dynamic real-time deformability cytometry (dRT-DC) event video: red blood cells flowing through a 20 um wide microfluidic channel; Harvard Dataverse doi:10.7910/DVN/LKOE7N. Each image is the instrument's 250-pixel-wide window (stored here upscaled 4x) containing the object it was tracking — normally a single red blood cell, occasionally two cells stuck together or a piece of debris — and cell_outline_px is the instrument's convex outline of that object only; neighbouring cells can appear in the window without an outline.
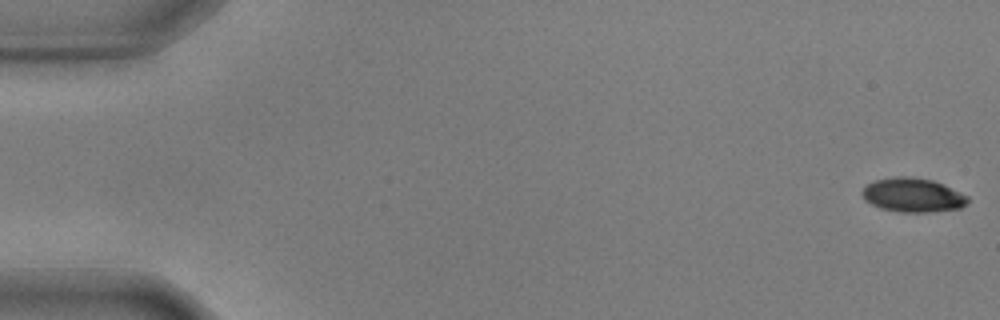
{"species": "common noctule bat (a hibernating species)", "species_latin": "Nyctalus noctula", "temperature_condition": "warm", "stored_images_in_passage": 56, "camera_frame_rate_fps": 3000, "um_per_image_px": 0.085, "animal": {"sex": "male", "body_mass_g": 17.9, "forearm_length_mm": 54.2}, "frame": {"image": 1, "passage_image": 1, "time_ms": 0.0, "image_size_px": [1000, 320], "cell_outline_px": [[968, 204], [960, 208], [932, 212], [900, 212], [880, 208], [864, 200], [860, 192], [868, 184], [876, 180], [896, 176], [908, 176], [932, 180], [944, 184], [968, 196]], "centroid_in_image_um": [77.59, 16.58], "position_along_channel_um": 7.4, "area_um2": 21.04}}
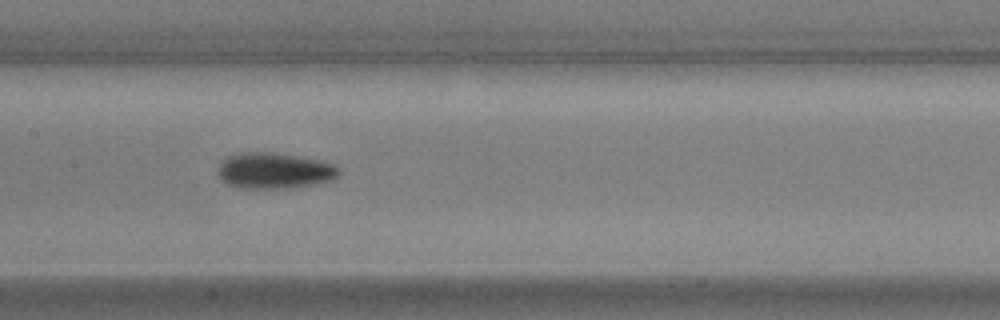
{"frame": {"image": 2, "passage_image": 28, "time_ms": 9.0, "image_size_px": [1000, 320], "cell_outline_px": [[340, 176], [332, 180], [320, 184], [288, 188], [236, 188], [220, 180], [216, 172], [216, 168], [228, 156], [240, 152], [272, 152], [320, 160], [336, 164], [340, 168]], "centroid_in_image_um": [23.34, 14.52], "position_along_channel_um": 184.1, "area_um2": 25.89}}
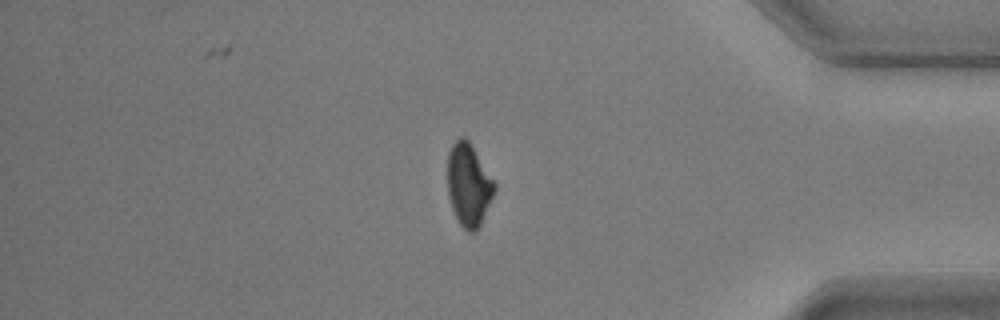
{"frame": {"image": 3, "passage_image": 48, "time_ms": 15.667, "image_size_px": [1000, 320], "cell_outline_px": [[496, 188], [480, 224], [476, 232], [468, 232], [460, 224], [452, 208], [448, 196], [448, 152], [452, 144], [460, 136], [464, 136], [468, 140], [496, 184]], "centroid_in_image_um": [39.82, 15.7], "position_along_channel_um": 395.4, "area_um2": 22.25}}